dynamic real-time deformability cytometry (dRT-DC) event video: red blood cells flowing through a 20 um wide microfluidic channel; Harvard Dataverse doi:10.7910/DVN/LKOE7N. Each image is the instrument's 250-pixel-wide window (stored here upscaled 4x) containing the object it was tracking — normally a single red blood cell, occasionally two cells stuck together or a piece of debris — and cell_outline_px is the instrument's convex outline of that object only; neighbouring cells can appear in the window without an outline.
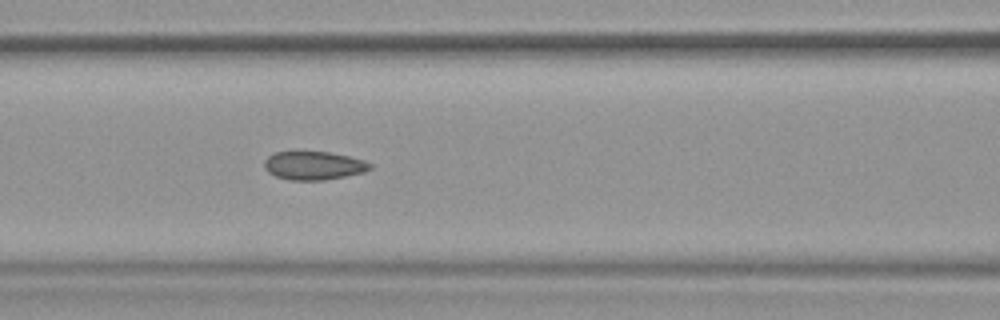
{"species": "common noctule bat (a hibernating species)", "species_latin": "Nyctalus noctula", "temperature_condition": "warm", "stored_images_in_passage": 54, "camera_frame_rate_fps": 3000, "um_per_image_px": 0.085, "animal": {"sex": "female", "body_mass_g": 19.9}, "frame": {"image": 1, "passage_image": 24, "time_ms": 7.667, "image_size_px": [1000, 320], "cell_outline_px": [[372, 168], [364, 172], [324, 180], [292, 180], [276, 176], [268, 172], [264, 168], [264, 160], [268, 156], [276, 152], [292, 148], [296, 148], [328, 152], [348, 156], [364, 160], [372, 164]], "centroid_in_image_um": [26.61, 14.02], "position_along_channel_um": 140.0, "area_um2": 18.21}, "authors_computed_cell_mechanics": {"area_um2": 18.207, "velocity_mm_per_s": 3.8102, "shape_relaxation_time_tau1_ms": null, "shape_relaxation_time_tau2_ms": 1.4067, "deformation_change_tau1": null, "deformation_change_tau2": 0.0677}}